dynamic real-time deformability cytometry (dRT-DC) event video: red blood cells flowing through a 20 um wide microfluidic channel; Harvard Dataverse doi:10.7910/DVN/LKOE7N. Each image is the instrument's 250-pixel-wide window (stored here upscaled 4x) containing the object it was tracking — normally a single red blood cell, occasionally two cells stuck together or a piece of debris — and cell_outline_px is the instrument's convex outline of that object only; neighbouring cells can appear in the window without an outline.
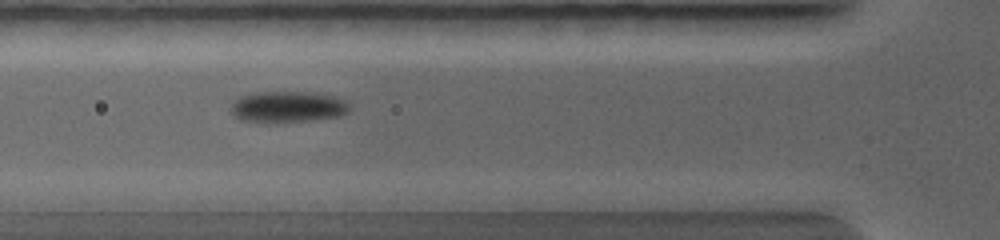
{"species": "common noctule bat (a hibernating species)", "species_latin": "Nyctalus noctula", "temperature_condition": "warm", "stored_images_in_passage": 5, "camera_frame_rate_fps": 5000, "um_per_image_px": 0.085, "animal": {"sex": "female", "body_mass_g": 19.0, "forearm_length_mm": 56.7}, "frame": {"image": 1, "passage_image": 2, "time_ms": 0.4, "image_size_px": [1000, 240], "cell_outline_px": [[352, 108], [348, 112], [336, 116], [296, 120], [256, 120], [236, 116], [228, 108], [232, 100], [240, 96], [256, 92], [320, 92], [348, 100]], "centroid_in_image_um": [24.52, 9.0], "position_along_channel_um": 101.3, "area_um2": 20.87}}
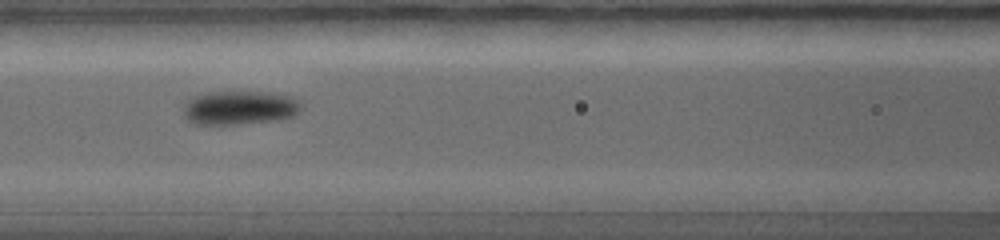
{"frame": {"image": 2, "passage_image": 4, "time_ms": 1.2, "image_size_px": [1000, 240], "cell_outline_px": [[304, 104], [292, 116], [260, 120], [192, 120], [184, 112], [184, 104], [192, 96], [200, 92], [272, 92], [292, 96], [300, 100]], "centroid_in_image_um": [20.47, 9.01], "position_along_channel_um": 146.1, "area_um2": 21.21}}